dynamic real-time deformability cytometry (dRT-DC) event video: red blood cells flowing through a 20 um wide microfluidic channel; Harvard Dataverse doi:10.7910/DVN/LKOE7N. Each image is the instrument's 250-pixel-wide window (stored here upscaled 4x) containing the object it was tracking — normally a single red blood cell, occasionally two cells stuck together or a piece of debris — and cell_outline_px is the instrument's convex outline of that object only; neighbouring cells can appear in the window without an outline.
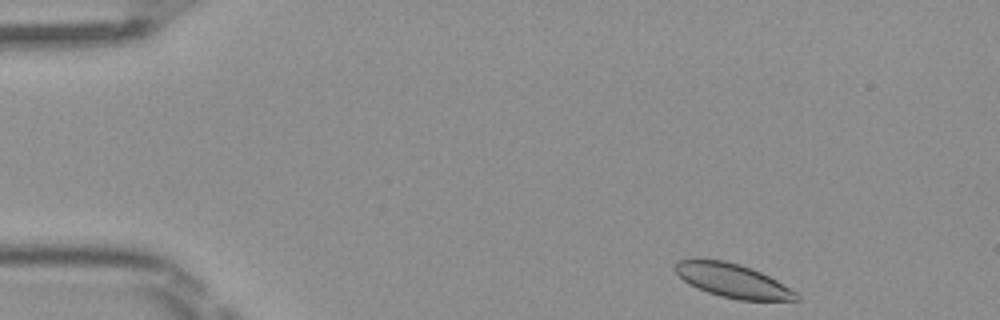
{"species": "Egyptian fruit bat (a non-hibernating species)", "species_latin": "Rousettus aegyptiacus", "temperature_condition": "room temperature", "stored_images_in_passage": 23, "camera_frame_rate_fps": 3000, "um_per_image_px": 0.085, "frame": {"image": 1, "passage_image": 1, "time_ms": 0.0, "image_size_px": [1000, 320], "cell_outline_px": [[800, 300], [740, 300], [720, 296], [708, 292], [688, 284], [672, 268], [676, 260], [724, 260], [740, 264], [752, 268], [776, 280], [796, 292], [800, 296]], "centroid_in_image_um": [62.27, 23.85], "position_along_channel_um": 22.7, "area_um2": 23.64}}
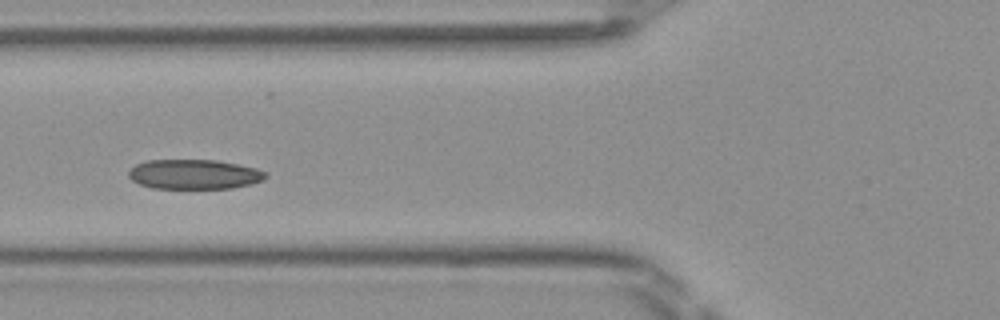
{"frame": {"image": 2, "passage_image": 14, "time_ms": 4.333, "image_size_px": [1000, 320], "cell_outline_px": [[268, 176], [264, 180], [252, 184], [232, 188], [152, 188], [140, 184], [132, 180], [128, 176], [128, 172], [136, 164], [148, 160], [216, 160], [256, 168], [268, 172]], "centroid_in_image_um": [16.54, 14.82], "position_along_channel_um": 109.3, "area_um2": 23.76}}
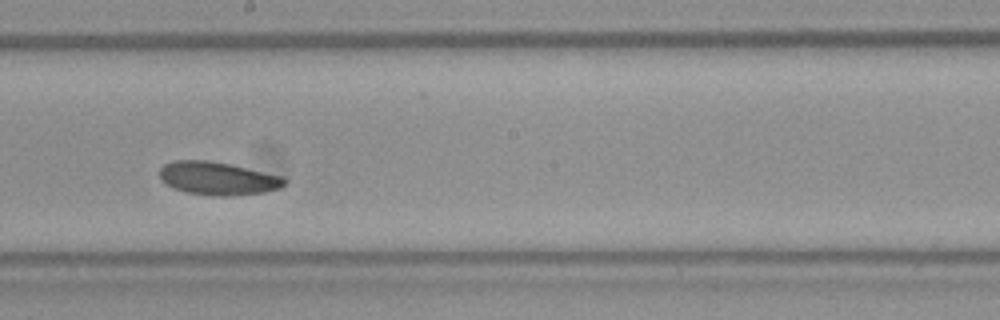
{"frame": {"image": 3, "passage_image": 23, "time_ms": 7.333, "image_size_px": [1000, 320], "cell_outline_px": [[288, 180], [280, 188], [264, 192], [232, 196], [216, 196], [184, 192], [172, 188], [160, 180], [160, 168], [164, 164], [176, 160], [208, 160], [232, 164], [284, 176]], "centroid_in_image_um": [18.52, 15.16], "position_along_channel_um": 229.7, "area_um2": 24.45}}